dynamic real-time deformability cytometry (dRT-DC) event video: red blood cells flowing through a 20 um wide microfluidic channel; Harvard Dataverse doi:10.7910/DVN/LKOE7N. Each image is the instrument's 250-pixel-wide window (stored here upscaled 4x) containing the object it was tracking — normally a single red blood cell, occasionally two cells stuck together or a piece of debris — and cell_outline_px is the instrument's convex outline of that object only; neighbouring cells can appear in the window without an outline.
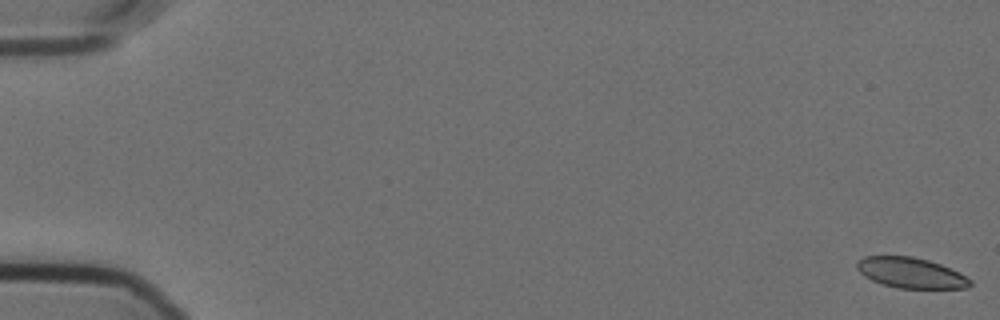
{"species": "Egyptian fruit bat (a non-hibernating species)", "species_latin": "Rousettus aegyptiacus", "temperature_condition": "cold", "stored_images_in_passage": 58, "camera_frame_rate_fps": 3000, "um_per_image_px": 0.085, "animal": {"sex": "female"}, "frame": {"image": 1, "passage_image": 1, "time_ms": 0.0, "image_size_px": [1000, 320], "cell_outline_px": [[972, 284], [968, 288], [896, 288], [872, 280], [864, 276], [856, 268], [856, 260], [864, 256], [912, 256], [928, 260], [940, 264], [960, 272], [972, 280]], "centroid_in_image_um": [77.42, 23.18], "position_along_channel_um": 7.6, "area_um2": 20.23}}
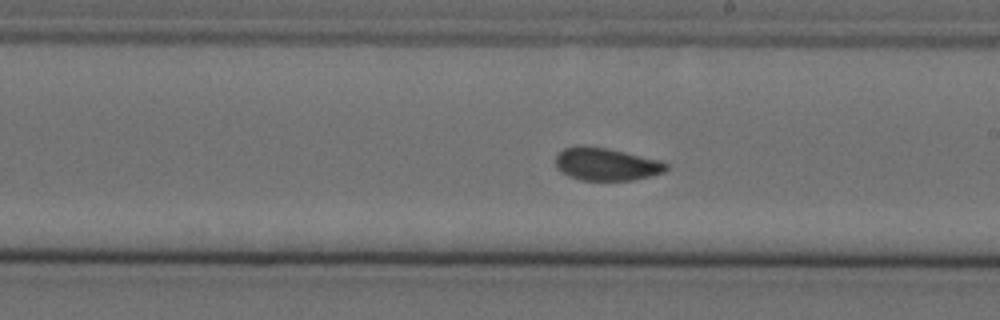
{"frame": {"image": 2, "passage_image": 34, "time_ms": 11.0, "image_size_px": [1000, 320], "cell_outline_px": [[668, 168], [664, 172], [632, 180], [580, 180], [568, 176], [560, 172], [556, 168], [556, 156], [564, 148], [576, 144], [584, 144], [608, 148], [660, 160], [668, 164]], "centroid_in_image_um": [51.48, 13.93], "position_along_channel_um": 237.5, "area_um2": 21.33}}
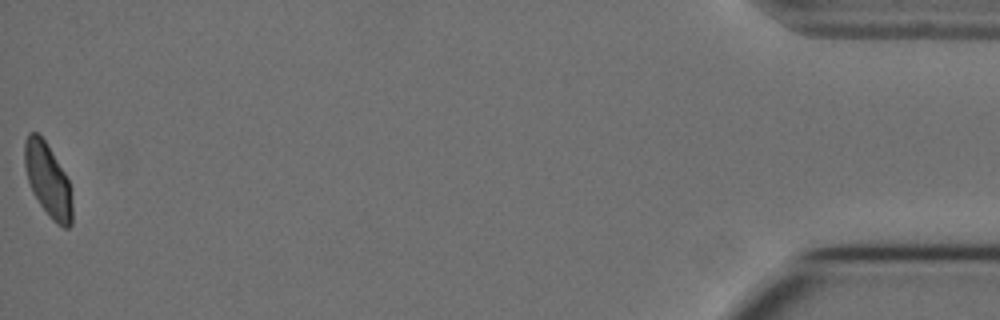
{"frame": {"image": 3, "passage_image": 58, "time_ms": 19.0, "image_size_px": [1000, 320], "cell_outline_px": [[72, 224], [68, 228], [64, 228], [56, 224], [52, 220], [40, 204], [32, 192], [28, 180], [24, 164], [24, 140], [28, 132], [36, 132], [44, 140], [64, 172], [68, 180], [72, 204]], "centroid_in_image_um": [4.05, 15.33], "position_along_channel_um": 431.1, "area_um2": 20.17}, "authors_computed_cell_mechanics": {"area_um2": 21.4727, "velocity_mm_per_s": 3.5575, "shape_relaxation_time_tau1_ms": null, "shape_relaxation_time_tau2_ms": 1.3287, "deformation_change_tau1": null, "deformation_change_tau2": 0.0466}}